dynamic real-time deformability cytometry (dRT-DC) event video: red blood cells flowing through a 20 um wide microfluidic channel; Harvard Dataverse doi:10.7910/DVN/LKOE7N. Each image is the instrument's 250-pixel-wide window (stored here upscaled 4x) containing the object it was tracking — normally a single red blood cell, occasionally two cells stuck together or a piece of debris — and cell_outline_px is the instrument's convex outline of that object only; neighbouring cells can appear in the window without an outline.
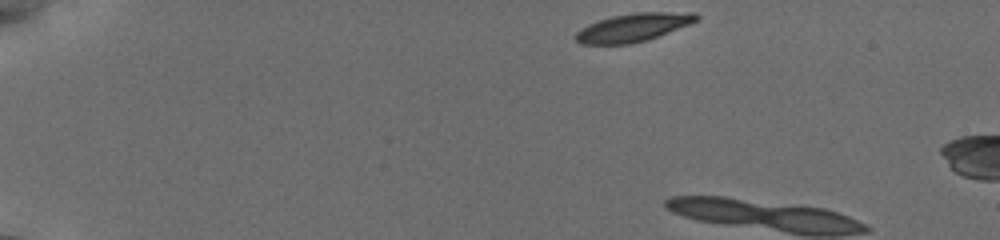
{"species": "common noctule bat (a hibernating species)", "species_latin": "Nyctalus noctula", "temperature_condition": "cold", "stored_images_in_passage": 4, "camera_frame_rate_fps": 3000, "um_per_image_px": 0.085, "animal": {"sex": "female", "body_mass_g": 19.5, "forearm_length_mm": 54.1}, "frame": {"image": 1, "passage_image": 1, "time_ms": 0.0, "image_size_px": [1000, 240], "cell_outline_px": [[700, 16], [696, 20], [688, 24], [648, 40], [628, 44], [580, 44], [576, 40], [576, 32], [588, 24], [612, 16], [636, 12], [696, 12]], "centroid_in_image_um": [53.82, 2.33], "position_along_channel_um": 31.2, "area_um2": 19.65}}